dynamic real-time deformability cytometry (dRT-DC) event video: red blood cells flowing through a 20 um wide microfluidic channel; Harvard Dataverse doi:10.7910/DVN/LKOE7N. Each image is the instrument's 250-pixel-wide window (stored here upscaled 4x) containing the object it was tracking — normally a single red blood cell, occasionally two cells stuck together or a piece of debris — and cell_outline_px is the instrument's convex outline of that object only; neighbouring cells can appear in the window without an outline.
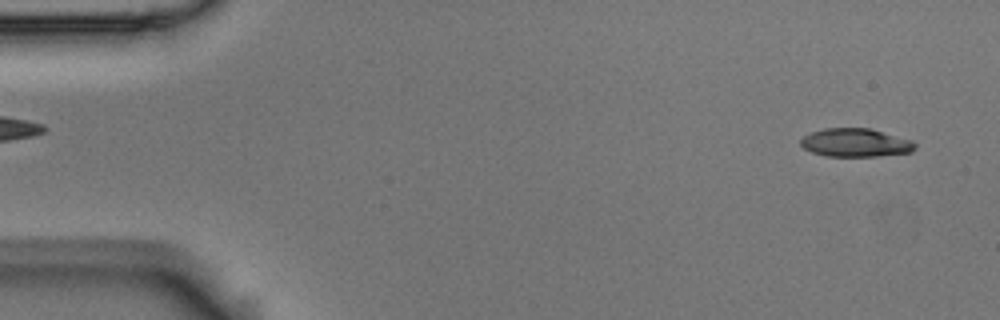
{"species": "Egyptian fruit bat (a non-hibernating species)", "species_latin": "Rousettus aegyptiacus", "temperature_condition": "room temperature", "stored_images_in_passage": 54, "camera_frame_rate_fps": 3000, "um_per_image_px": 0.085, "animal": {"sex": "male"}, "frame": {"image": 1, "passage_image": 2, "time_ms": 0.333, "image_size_px": [1000, 320], "cell_outline_px": [[916, 148], [912, 152], [876, 156], [828, 156], [812, 152], [804, 148], [800, 144], [800, 140], [804, 136], [812, 132], [824, 128], [872, 128], [912, 140], [916, 144]], "centroid_in_image_um": [72.75, 12.12], "position_along_channel_um": 12.3, "area_um2": 18.96}}
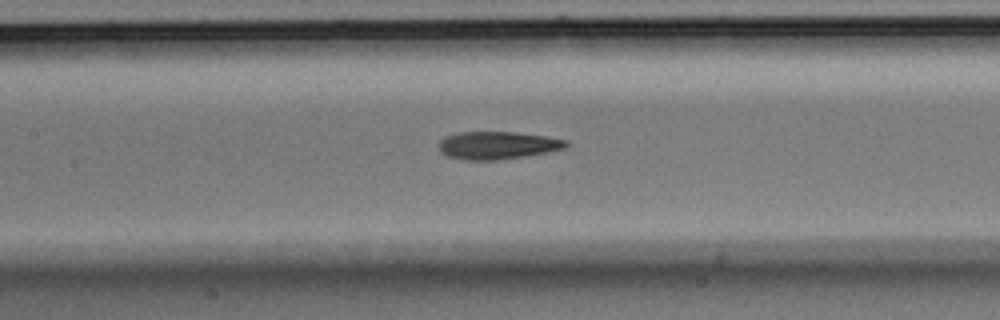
{"frame": {"image": 2, "passage_image": 24, "time_ms": 7.667, "image_size_px": [1000, 320], "cell_outline_px": [[568, 144], [564, 148], [524, 156], [500, 160], [464, 160], [448, 156], [440, 152], [440, 140], [444, 136], [460, 132], [512, 132], [544, 136], [568, 140]], "centroid_in_image_um": [42.24, 12.35], "position_along_channel_um": 165.2, "area_um2": 20.35}}
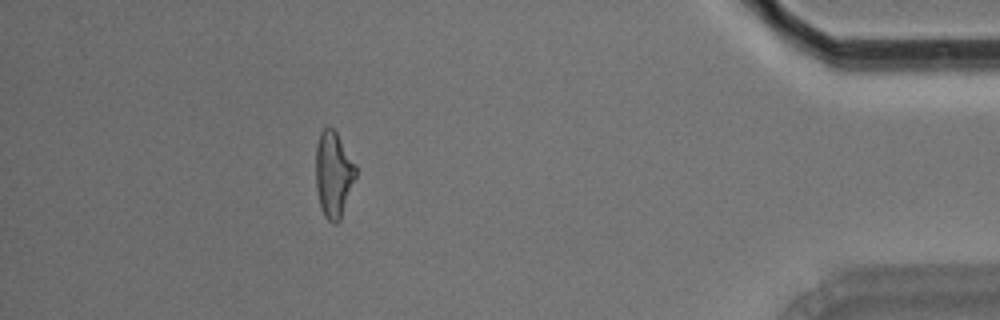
{"frame": {"image": 3, "passage_image": 48, "time_ms": 15.667, "image_size_px": [1000, 320], "cell_outline_px": [[356, 176], [340, 220], [336, 224], [332, 224], [324, 216], [320, 208], [316, 188], [316, 144], [320, 132], [328, 124], [336, 132], [356, 164]], "centroid_in_image_um": [28.33, 14.82], "position_along_channel_um": 406.9, "area_um2": 20.17}, "authors_computed_cell_mechanics": {"area_um2": 20.2878, "velocity_mm_per_s": 3.6513, "shape_relaxation_time_tau1_ms": 4.7435, "shape_relaxation_time_tau2_ms": 3.3725, "deformation_change_tau1": 0.1727, "deformation_change_tau2": 0.133}}